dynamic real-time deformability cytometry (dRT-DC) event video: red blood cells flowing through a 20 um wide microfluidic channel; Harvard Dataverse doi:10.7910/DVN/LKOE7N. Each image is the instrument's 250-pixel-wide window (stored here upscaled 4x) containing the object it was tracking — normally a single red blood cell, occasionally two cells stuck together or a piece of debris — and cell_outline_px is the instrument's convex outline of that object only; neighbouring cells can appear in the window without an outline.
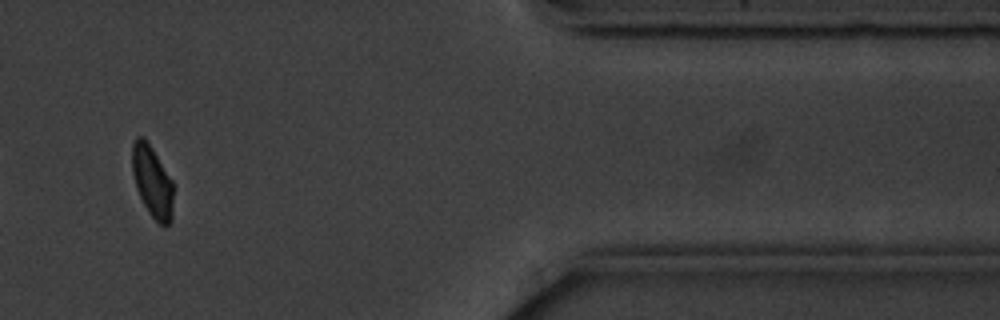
{"species": "common noctule bat (a hibernating species)", "species_latin": "Nyctalus noctula", "temperature_condition": "cold", "stored_images_in_passage": 14, "camera_frame_rate_fps": 3000, "um_per_image_px": 0.085, "animal": {"sex": "male", "body_mass_g": 20.1, "forearm_length_mm": 53.5}, "frame": {"image": 1, "passage_image": 12, "time_ms": 15.0, "image_size_px": [1000, 320], "cell_outline_px": [[172, 220], [164, 228], [148, 212], [136, 188], [132, 172], [132, 144], [136, 136], [144, 136], [152, 148], [172, 180]], "centroid_in_image_um": [12.93, 15.42], "position_along_channel_um": 398.5, "area_um2": 17.11}, "authors_computed_cell_mechanics": {"area_um2": 18.4093, "velocity_mm_per_s": 3.5392, "shape_relaxation_time_tau1_ms": 1.2362, "shape_relaxation_time_tau2_ms": null, "deformation_change_tau1": 0.0697, "deformation_change_tau2": null}}